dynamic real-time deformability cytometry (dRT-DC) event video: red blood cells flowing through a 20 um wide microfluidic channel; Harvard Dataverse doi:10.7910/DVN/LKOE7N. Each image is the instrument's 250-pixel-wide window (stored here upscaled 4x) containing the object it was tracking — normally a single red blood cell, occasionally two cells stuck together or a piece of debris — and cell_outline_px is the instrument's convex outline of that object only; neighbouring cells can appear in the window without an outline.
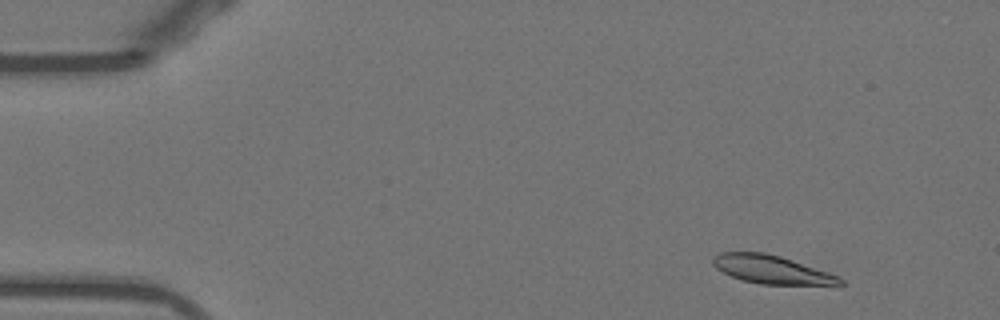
{"species": "Egyptian fruit bat (a non-hibernating species)", "species_latin": "Rousettus aegyptiacus", "temperature_condition": "warm", "stored_images_in_passage": 52, "camera_frame_rate_fps": 3000, "um_per_image_px": 0.085, "animal": {"sex": "female"}, "frame": {"image": 1, "passage_image": 4, "time_ms": 1.0, "image_size_px": [1000, 320], "cell_outline_px": [[844, 284], [840, 288], [760, 284], [744, 280], [732, 276], [716, 268], [712, 264], [712, 256], [720, 252], [764, 252], [780, 256], [840, 276], [844, 280]], "centroid_in_image_um": [65.76, 22.97], "position_along_channel_um": 19.2, "area_um2": 21.91}}
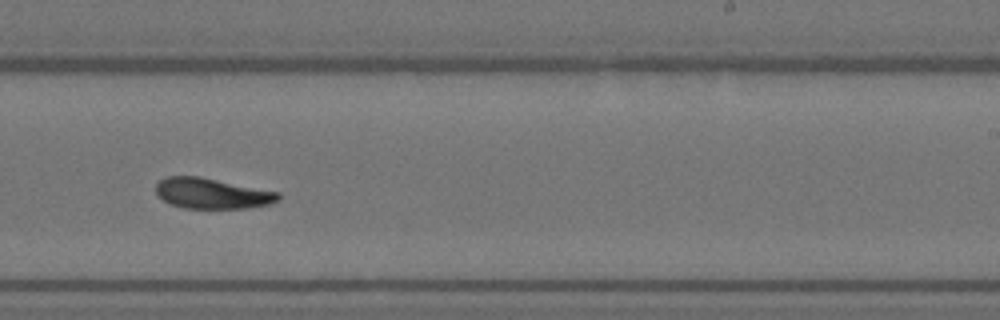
{"frame": {"image": 2, "passage_image": 31, "time_ms": 10.0, "image_size_px": [1000, 320], "cell_outline_px": [[280, 200], [268, 204], [248, 208], [184, 208], [172, 204], [156, 196], [156, 184], [160, 180], [168, 176], [200, 176], [280, 192]], "centroid_in_image_um": [18.02, 16.43], "position_along_channel_um": 271.0, "area_um2": 21.85}}
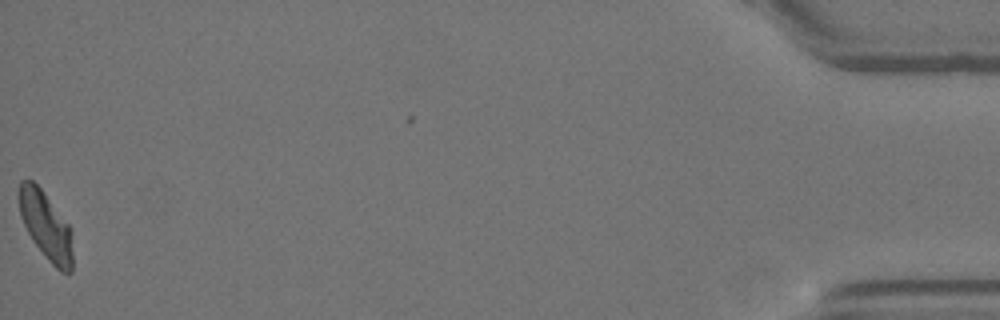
{"frame": {"image": 3, "passage_image": 51, "time_ms": 16.667, "image_size_px": [1000, 320], "cell_outline_px": [[72, 272], [60, 272], [48, 260], [32, 240], [20, 216], [20, 180], [32, 180], [44, 192], [72, 228]], "centroid_in_image_um": [3.94, 19.21], "position_along_channel_um": 431.3, "area_um2": 21.1}, "authors_computed_cell_mechanics": {"area_um2": 21.9062, "velocity_mm_per_s": 3.8657, "shape_relaxation_time_tau1_ms": 5.0223, "shape_relaxation_time_tau2_ms": 4.278, "deformation_change_tau1": 0.1788, "deformation_change_tau2": 0.0864}}